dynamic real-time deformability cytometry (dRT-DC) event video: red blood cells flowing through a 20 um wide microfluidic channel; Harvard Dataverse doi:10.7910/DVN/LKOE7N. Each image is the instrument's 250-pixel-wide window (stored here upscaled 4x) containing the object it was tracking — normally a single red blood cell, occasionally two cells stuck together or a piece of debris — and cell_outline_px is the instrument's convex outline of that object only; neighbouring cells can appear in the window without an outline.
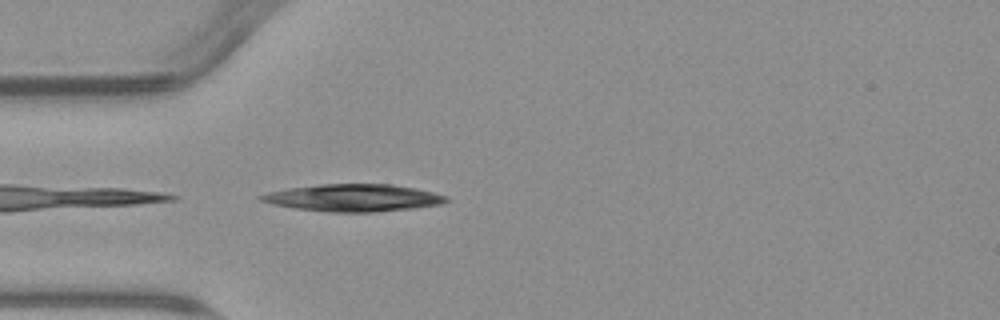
{"species": "common noctule bat (a hibernating species)", "species_latin": "Nyctalus noctula", "temperature_condition": "warm", "stored_images_in_passage": 5, "camera_frame_rate_fps": 3000, "um_per_image_px": 0.085, "animal": {"sex": "male", "body_mass_g": 23.1, "forearm_length_mm": 52.7}, "frame": {"image": 1, "passage_image": 5, "time_ms": 4.667, "image_size_px": [1000, 320], "cell_outline_px": [[448, 200], [440, 204], [412, 208], [372, 212], [328, 212], [296, 208], [272, 204], [260, 200], [256, 196], [268, 192], [288, 188], [320, 184], [392, 184], [416, 188], [448, 196]], "centroid_in_image_um": [30.01, 16.81], "position_along_channel_um": 55.0, "area_um2": 29.3}}